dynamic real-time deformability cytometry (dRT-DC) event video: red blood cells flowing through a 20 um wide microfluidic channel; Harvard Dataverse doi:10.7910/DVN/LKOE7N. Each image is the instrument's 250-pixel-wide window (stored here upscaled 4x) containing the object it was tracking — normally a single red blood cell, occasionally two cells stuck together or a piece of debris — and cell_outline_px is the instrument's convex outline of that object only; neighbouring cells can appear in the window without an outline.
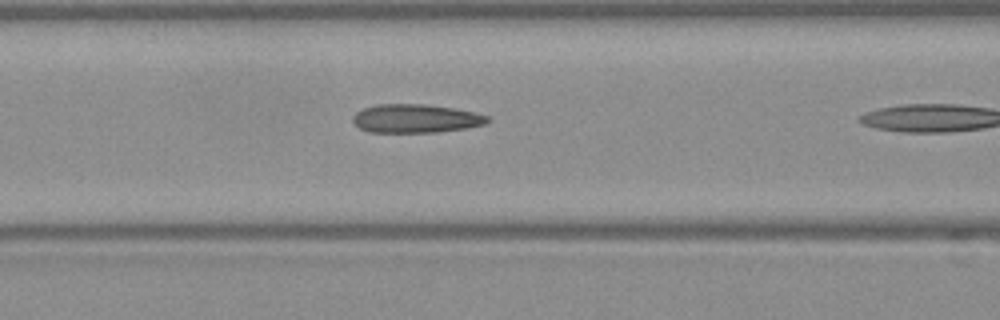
{"species": "Egyptian fruit bat (a non-hibernating species)", "species_latin": "Rousettus aegyptiacus", "temperature_condition": "warm", "stored_images_in_passage": 10, "camera_frame_rate_fps": 3000, "um_per_image_px": 0.085, "frame": {"image": 1, "passage_image": 9, "time_ms": 2.667, "image_size_px": [1000, 320], "cell_outline_px": [[492, 120], [484, 124], [464, 128], [436, 132], [368, 132], [360, 128], [352, 120], [352, 116], [356, 112], [364, 108], [376, 104], [424, 104], [452, 108], [476, 112], [488, 116]], "centroid_in_image_um": [35.33, 10.07], "position_along_channel_um": 131.3, "area_um2": 22.37}}